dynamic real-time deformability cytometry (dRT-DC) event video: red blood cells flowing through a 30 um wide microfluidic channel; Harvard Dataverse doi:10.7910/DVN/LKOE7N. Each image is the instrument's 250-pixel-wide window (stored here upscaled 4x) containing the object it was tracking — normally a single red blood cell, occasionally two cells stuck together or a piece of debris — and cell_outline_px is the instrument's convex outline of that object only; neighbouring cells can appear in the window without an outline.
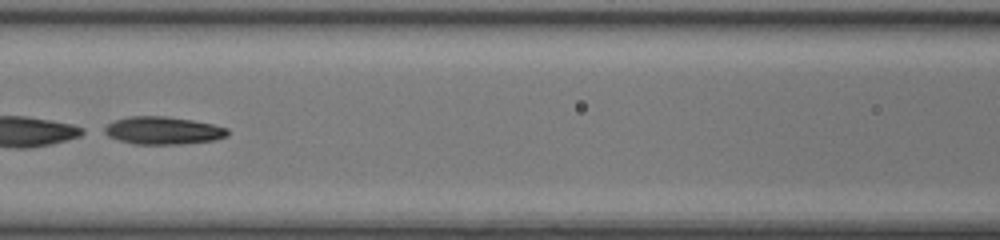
{"species": "common noctule bat (a hibernating species)", "species_latin": "Nyctalus noctula", "temperature_condition": "room temperature", "stored_images_in_passage": 38, "camera_frame_rate_fps": 3000, "um_per_image_px": 0.085, "animal": {"sex": "female", "body_mass_g": 17.0, "forearm_length_mm": 48.0}, "frame": {"image": 1, "passage_image": 12, "time_ms": 3.667, "image_size_px": [1000, 240], "cell_outline_px": [[228, 136], [216, 140], [184, 144], [132, 144], [108, 136], [100, 132], [100, 128], [116, 120], [128, 116], [164, 116], [192, 120], [212, 124], [228, 128]], "centroid_in_image_um": [13.82, 11.1], "position_along_channel_um": 152.8, "area_um2": 20.11}}
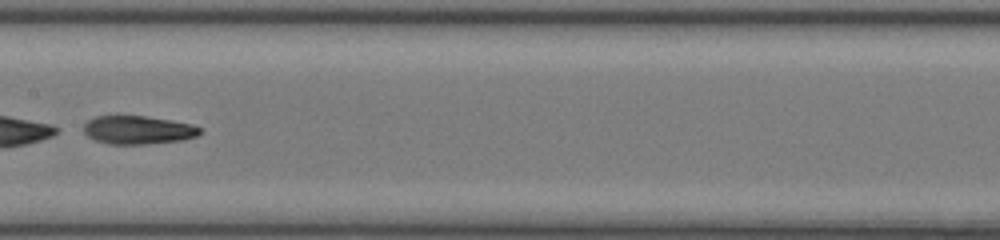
{"frame": {"image": 2, "passage_image": 15, "time_ms": 4.667, "image_size_px": [1000, 240], "cell_outline_px": [[204, 132], [196, 136], [184, 140], [144, 144], [108, 144], [96, 140], [88, 136], [84, 132], [84, 124], [88, 120], [96, 116], [148, 116], [172, 120], [192, 124], [200, 128]], "centroid_in_image_um": [11.76, 11.04], "position_along_channel_um": 195.6, "area_um2": 19.31}}